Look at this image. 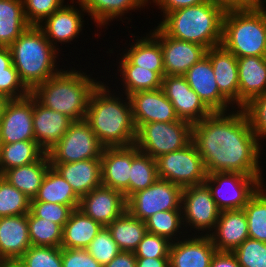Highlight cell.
<instances>
[{"label": "cell", "mask_w": 266, "mask_h": 267, "mask_svg": "<svg viewBox=\"0 0 266 267\" xmlns=\"http://www.w3.org/2000/svg\"><path fill=\"white\" fill-rule=\"evenodd\" d=\"M34 97L7 100L0 118L2 144L35 141L33 130Z\"/></svg>", "instance_id": "14"}, {"label": "cell", "mask_w": 266, "mask_h": 267, "mask_svg": "<svg viewBox=\"0 0 266 267\" xmlns=\"http://www.w3.org/2000/svg\"><path fill=\"white\" fill-rule=\"evenodd\" d=\"M136 129L151 122H175L179 120L174 106L161 88L135 92L128 96Z\"/></svg>", "instance_id": "18"}, {"label": "cell", "mask_w": 266, "mask_h": 267, "mask_svg": "<svg viewBox=\"0 0 266 267\" xmlns=\"http://www.w3.org/2000/svg\"><path fill=\"white\" fill-rule=\"evenodd\" d=\"M181 209L188 235H208L214 229L220 214L205 183L183 188Z\"/></svg>", "instance_id": "11"}, {"label": "cell", "mask_w": 266, "mask_h": 267, "mask_svg": "<svg viewBox=\"0 0 266 267\" xmlns=\"http://www.w3.org/2000/svg\"><path fill=\"white\" fill-rule=\"evenodd\" d=\"M6 102L7 99L4 96L0 95V118L2 116L3 108Z\"/></svg>", "instance_id": "59"}, {"label": "cell", "mask_w": 266, "mask_h": 267, "mask_svg": "<svg viewBox=\"0 0 266 267\" xmlns=\"http://www.w3.org/2000/svg\"><path fill=\"white\" fill-rule=\"evenodd\" d=\"M82 7L86 10L87 16L93 21V24L101 30H94V38L102 36V29L112 25L113 21H121L126 24L132 23V17H126L131 12L145 11L149 9L148 0H77ZM146 7V8H145ZM144 8V9H143ZM137 10V11H136ZM131 11V12H130ZM129 22V23H128ZM97 31V33H96ZM100 31V32H99ZM99 32V33H98Z\"/></svg>", "instance_id": "20"}, {"label": "cell", "mask_w": 266, "mask_h": 267, "mask_svg": "<svg viewBox=\"0 0 266 267\" xmlns=\"http://www.w3.org/2000/svg\"><path fill=\"white\" fill-rule=\"evenodd\" d=\"M110 83V80L102 79L93 90L85 121L105 148L134 145L137 129L133 121L130 99L124 93L115 90V86H110Z\"/></svg>", "instance_id": "2"}, {"label": "cell", "mask_w": 266, "mask_h": 267, "mask_svg": "<svg viewBox=\"0 0 266 267\" xmlns=\"http://www.w3.org/2000/svg\"><path fill=\"white\" fill-rule=\"evenodd\" d=\"M107 228L121 251L134 252L147 233L145 222L132 216L127 210Z\"/></svg>", "instance_id": "35"}, {"label": "cell", "mask_w": 266, "mask_h": 267, "mask_svg": "<svg viewBox=\"0 0 266 267\" xmlns=\"http://www.w3.org/2000/svg\"><path fill=\"white\" fill-rule=\"evenodd\" d=\"M30 212L29 198L0 175V217Z\"/></svg>", "instance_id": "41"}, {"label": "cell", "mask_w": 266, "mask_h": 267, "mask_svg": "<svg viewBox=\"0 0 266 267\" xmlns=\"http://www.w3.org/2000/svg\"><path fill=\"white\" fill-rule=\"evenodd\" d=\"M9 48L12 64L30 92L66 67L59 62L67 54L60 55L39 26H29Z\"/></svg>", "instance_id": "4"}, {"label": "cell", "mask_w": 266, "mask_h": 267, "mask_svg": "<svg viewBox=\"0 0 266 267\" xmlns=\"http://www.w3.org/2000/svg\"><path fill=\"white\" fill-rule=\"evenodd\" d=\"M242 109L249 119L257 140L261 145L263 143L264 147L266 141V93L251 99Z\"/></svg>", "instance_id": "46"}, {"label": "cell", "mask_w": 266, "mask_h": 267, "mask_svg": "<svg viewBox=\"0 0 266 267\" xmlns=\"http://www.w3.org/2000/svg\"><path fill=\"white\" fill-rule=\"evenodd\" d=\"M221 45L237 58L266 57V27L258 9L227 10Z\"/></svg>", "instance_id": "6"}, {"label": "cell", "mask_w": 266, "mask_h": 267, "mask_svg": "<svg viewBox=\"0 0 266 267\" xmlns=\"http://www.w3.org/2000/svg\"><path fill=\"white\" fill-rule=\"evenodd\" d=\"M132 37L129 43L122 44L121 53L135 66L149 69L157 72L162 78L165 76L163 55L159 38L150 30L143 35L136 36L135 33H129ZM134 34V35H133ZM143 36V37H142ZM132 41V42H131ZM130 46V47H129Z\"/></svg>", "instance_id": "25"}, {"label": "cell", "mask_w": 266, "mask_h": 267, "mask_svg": "<svg viewBox=\"0 0 266 267\" xmlns=\"http://www.w3.org/2000/svg\"><path fill=\"white\" fill-rule=\"evenodd\" d=\"M118 53L116 55L118 59V61L116 59L117 64L113 63L117 67V69L115 68L116 73L111 78V82H113V79L114 81L116 79L115 84H113L117 88L115 90L129 96L135 92L156 90L162 87L163 78L157 72L135 66L120 51ZM116 84L122 88L120 89Z\"/></svg>", "instance_id": "26"}, {"label": "cell", "mask_w": 266, "mask_h": 267, "mask_svg": "<svg viewBox=\"0 0 266 267\" xmlns=\"http://www.w3.org/2000/svg\"><path fill=\"white\" fill-rule=\"evenodd\" d=\"M103 267H136V256L132 251H121Z\"/></svg>", "instance_id": "53"}, {"label": "cell", "mask_w": 266, "mask_h": 267, "mask_svg": "<svg viewBox=\"0 0 266 267\" xmlns=\"http://www.w3.org/2000/svg\"><path fill=\"white\" fill-rule=\"evenodd\" d=\"M0 267H24L18 260H0Z\"/></svg>", "instance_id": "58"}, {"label": "cell", "mask_w": 266, "mask_h": 267, "mask_svg": "<svg viewBox=\"0 0 266 267\" xmlns=\"http://www.w3.org/2000/svg\"><path fill=\"white\" fill-rule=\"evenodd\" d=\"M171 241L165 237L146 233L134 251L136 258H169Z\"/></svg>", "instance_id": "48"}, {"label": "cell", "mask_w": 266, "mask_h": 267, "mask_svg": "<svg viewBox=\"0 0 266 267\" xmlns=\"http://www.w3.org/2000/svg\"><path fill=\"white\" fill-rule=\"evenodd\" d=\"M192 126L183 119L170 123H145L137 130L135 145L140 152L156 159L189 145L192 142Z\"/></svg>", "instance_id": "7"}, {"label": "cell", "mask_w": 266, "mask_h": 267, "mask_svg": "<svg viewBox=\"0 0 266 267\" xmlns=\"http://www.w3.org/2000/svg\"><path fill=\"white\" fill-rule=\"evenodd\" d=\"M264 176H250L238 172L207 174L204 183L211 191L218 209H243L250 198L266 182Z\"/></svg>", "instance_id": "8"}, {"label": "cell", "mask_w": 266, "mask_h": 267, "mask_svg": "<svg viewBox=\"0 0 266 267\" xmlns=\"http://www.w3.org/2000/svg\"><path fill=\"white\" fill-rule=\"evenodd\" d=\"M232 253L241 267H266V243L247 238Z\"/></svg>", "instance_id": "43"}, {"label": "cell", "mask_w": 266, "mask_h": 267, "mask_svg": "<svg viewBox=\"0 0 266 267\" xmlns=\"http://www.w3.org/2000/svg\"><path fill=\"white\" fill-rule=\"evenodd\" d=\"M45 153L36 141L1 144L0 175L8 169L34 163Z\"/></svg>", "instance_id": "36"}, {"label": "cell", "mask_w": 266, "mask_h": 267, "mask_svg": "<svg viewBox=\"0 0 266 267\" xmlns=\"http://www.w3.org/2000/svg\"><path fill=\"white\" fill-rule=\"evenodd\" d=\"M140 151L136 145L106 147L101 156L102 186L121 191L130 197V170L132 159Z\"/></svg>", "instance_id": "17"}, {"label": "cell", "mask_w": 266, "mask_h": 267, "mask_svg": "<svg viewBox=\"0 0 266 267\" xmlns=\"http://www.w3.org/2000/svg\"><path fill=\"white\" fill-rule=\"evenodd\" d=\"M209 0H148V5L156 6L158 10H161V18H163L168 12L182 9L189 6H195L207 2ZM155 4V5H154Z\"/></svg>", "instance_id": "51"}, {"label": "cell", "mask_w": 266, "mask_h": 267, "mask_svg": "<svg viewBox=\"0 0 266 267\" xmlns=\"http://www.w3.org/2000/svg\"><path fill=\"white\" fill-rule=\"evenodd\" d=\"M12 64V55L9 47L0 46V72H7Z\"/></svg>", "instance_id": "56"}, {"label": "cell", "mask_w": 266, "mask_h": 267, "mask_svg": "<svg viewBox=\"0 0 266 267\" xmlns=\"http://www.w3.org/2000/svg\"><path fill=\"white\" fill-rule=\"evenodd\" d=\"M50 166L49 155L45 153L38 161L8 169L1 176L24 193L29 200H32L38 194L42 180Z\"/></svg>", "instance_id": "31"}, {"label": "cell", "mask_w": 266, "mask_h": 267, "mask_svg": "<svg viewBox=\"0 0 266 267\" xmlns=\"http://www.w3.org/2000/svg\"><path fill=\"white\" fill-rule=\"evenodd\" d=\"M262 15H263V21H264V24H265V27H266V6H264L263 8L261 9H258Z\"/></svg>", "instance_id": "60"}, {"label": "cell", "mask_w": 266, "mask_h": 267, "mask_svg": "<svg viewBox=\"0 0 266 267\" xmlns=\"http://www.w3.org/2000/svg\"><path fill=\"white\" fill-rule=\"evenodd\" d=\"M29 26L22 0H0V46L9 47Z\"/></svg>", "instance_id": "34"}, {"label": "cell", "mask_w": 266, "mask_h": 267, "mask_svg": "<svg viewBox=\"0 0 266 267\" xmlns=\"http://www.w3.org/2000/svg\"><path fill=\"white\" fill-rule=\"evenodd\" d=\"M86 249L102 266L121 252L107 227H102Z\"/></svg>", "instance_id": "44"}, {"label": "cell", "mask_w": 266, "mask_h": 267, "mask_svg": "<svg viewBox=\"0 0 266 267\" xmlns=\"http://www.w3.org/2000/svg\"><path fill=\"white\" fill-rule=\"evenodd\" d=\"M24 14L30 26H39L53 12L62 8L69 0H22Z\"/></svg>", "instance_id": "45"}, {"label": "cell", "mask_w": 266, "mask_h": 267, "mask_svg": "<svg viewBox=\"0 0 266 267\" xmlns=\"http://www.w3.org/2000/svg\"><path fill=\"white\" fill-rule=\"evenodd\" d=\"M211 3L222 7L225 11L236 10V0H209Z\"/></svg>", "instance_id": "57"}, {"label": "cell", "mask_w": 266, "mask_h": 267, "mask_svg": "<svg viewBox=\"0 0 266 267\" xmlns=\"http://www.w3.org/2000/svg\"><path fill=\"white\" fill-rule=\"evenodd\" d=\"M81 198L102 186L101 160L87 159L73 163H51Z\"/></svg>", "instance_id": "30"}, {"label": "cell", "mask_w": 266, "mask_h": 267, "mask_svg": "<svg viewBox=\"0 0 266 267\" xmlns=\"http://www.w3.org/2000/svg\"><path fill=\"white\" fill-rule=\"evenodd\" d=\"M18 261L24 267H62V248L32 245Z\"/></svg>", "instance_id": "42"}, {"label": "cell", "mask_w": 266, "mask_h": 267, "mask_svg": "<svg viewBox=\"0 0 266 267\" xmlns=\"http://www.w3.org/2000/svg\"><path fill=\"white\" fill-rule=\"evenodd\" d=\"M192 142L202 157L207 174L238 172L250 176L264 175L261 155L266 150L257 140L242 108L212 112L194 123Z\"/></svg>", "instance_id": "1"}, {"label": "cell", "mask_w": 266, "mask_h": 267, "mask_svg": "<svg viewBox=\"0 0 266 267\" xmlns=\"http://www.w3.org/2000/svg\"><path fill=\"white\" fill-rule=\"evenodd\" d=\"M157 179L156 160L149 155L139 152L132 159L130 170V196L151 186Z\"/></svg>", "instance_id": "40"}, {"label": "cell", "mask_w": 266, "mask_h": 267, "mask_svg": "<svg viewBox=\"0 0 266 267\" xmlns=\"http://www.w3.org/2000/svg\"><path fill=\"white\" fill-rule=\"evenodd\" d=\"M31 246L27 214L0 217V260H18Z\"/></svg>", "instance_id": "28"}, {"label": "cell", "mask_w": 266, "mask_h": 267, "mask_svg": "<svg viewBox=\"0 0 266 267\" xmlns=\"http://www.w3.org/2000/svg\"><path fill=\"white\" fill-rule=\"evenodd\" d=\"M150 30L159 38L165 76H183L192 65L206 55L207 49L200 44L169 37L155 24Z\"/></svg>", "instance_id": "16"}, {"label": "cell", "mask_w": 266, "mask_h": 267, "mask_svg": "<svg viewBox=\"0 0 266 267\" xmlns=\"http://www.w3.org/2000/svg\"><path fill=\"white\" fill-rule=\"evenodd\" d=\"M29 94L30 91L22 83L13 64L7 68V72H0V95L11 100L20 99Z\"/></svg>", "instance_id": "49"}, {"label": "cell", "mask_w": 266, "mask_h": 267, "mask_svg": "<svg viewBox=\"0 0 266 267\" xmlns=\"http://www.w3.org/2000/svg\"><path fill=\"white\" fill-rule=\"evenodd\" d=\"M183 76L190 88L199 95L202 102L212 112H226L235 109L220 93L211 61L207 55L192 65Z\"/></svg>", "instance_id": "19"}, {"label": "cell", "mask_w": 266, "mask_h": 267, "mask_svg": "<svg viewBox=\"0 0 266 267\" xmlns=\"http://www.w3.org/2000/svg\"><path fill=\"white\" fill-rule=\"evenodd\" d=\"M210 267H241L236 256L229 251H216L210 263Z\"/></svg>", "instance_id": "52"}, {"label": "cell", "mask_w": 266, "mask_h": 267, "mask_svg": "<svg viewBox=\"0 0 266 267\" xmlns=\"http://www.w3.org/2000/svg\"><path fill=\"white\" fill-rule=\"evenodd\" d=\"M78 209L107 227L126 211V198L121 191L100 186L80 198Z\"/></svg>", "instance_id": "21"}, {"label": "cell", "mask_w": 266, "mask_h": 267, "mask_svg": "<svg viewBox=\"0 0 266 267\" xmlns=\"http://www.w3.org/2000/svg\"><path fill=\"white\" fill-rule=\"evenodd\" d=\"M145 224L147 233L165 237L171 242L188 235L183 224L182 210L157 212L149 217Z\"/></svg>", "instance_id": "37"}, {"label": "cell", "mask_w": 266, "mask_h": 267, "mask_svg": "<svg viewBox=\"0 0 266 267\" xmlns=\"http://www.w3.org/2000/svg\"><path fill=\"white\" fill-rule=\"evenodd\" d=\"M104 148L90 125L81 120L74 121L47 153L51 163H73L87 159L101 160Z\"/></svg>", "instance_id": "10"}, {"label": "cell", "mask_w": 266, "mask_h": 267, "mask_svg": "<svg viewBox=\"0 0 266 267\" xmlns=\"http://www.w3.org/2000/svg\"><path fill=\"white\" fill-rule=\"evenodd\" d=\"M182 191V187L159 178L148 188L132 194L126 200V210L143 222L157 212L182 210Z\"/></svg>", "instance_id": "12"}, {"label": "cell", "mask_w": 266, "mask_h": 267, "mask_svg": "<svg viewBox=\"0 0 266 267\" xmlns=\"http://www.w3.org/2000/svg\"><path fill=\"white\" fill-rule=\"evenodd\" d=\"M238 108H243L251 99L266 93V57L245 56L237 58Z\"/></svg>", "instance_id": "29"}, {"label": "cell", "mask_w": 266, "mask_h": 267, "mask_svg": "<svg viewBox=\"0 0 266 267\" xmlns=\"http://www.w3.org/2000/svg\"><path fill=\"white\" fill-rule=\"evenodd\" d=\"M161 89L174 106L179 119L194 124L212 113L199 98V95L190 88L184 76H164Z\"/></svg>", "instance_id": "15"}, {"label": "cell", "mask_w": 266, "mask_h": 267, "mask_svg": "<svg viewBox=\"0 0 266 267\" xmlns=\"http://www.w3.org/2000/svg\"><path fill=\"white\" fill-rule=\"evenodd\" d=\"M102 227L80 209L73 210L63 226L61 248L86 249Z\"/></svg>", "instance_id": "32"}, {"label": "cell", "mask_w": 266, "mask_h": 267, "mask_svg": "<svg viewBox=\"0 0 266 267\" xmlns=\"http://www.w3.org/2000/svg\"><path fill=\"white\" fill-rule=\"evenodd\" d=\"M73 122L68 116L41 105L34 98L35 141L46 153L59 142Z\"/></svg>", "instance_id": "23"}, {"label": "cell", "mask_w": 266, "mask_h": 267, "mask_svg": "<svg viewBox=\"0 0 266 267\" xmlns=\"http://www.w3.org/2000/svg\"><path fill=\"white\" fill-rule=\"evenodd\" d=\"M62 8L53 12L39 27L43 30L46 39L58 51L63 50L62 44L69 46L78 42L89 21H85L84 16L87 15L86 10L77 0H70ZM75 2V3H74ZM78 8H77V7ZM84 27V28H83ZM82 32V33H81ZM80 36V37H79ZM76 38V39H75ZM71 41L73 43H71ZM60 44V45H59ZM61 49V50H60Z\"/></svg>", "instance_id": "13"}, {"label": "cell", "mask_w": 266, "mask_h": 267, "mask_svg": "<svg viewBox=\"0 0 266 267\" xmlns=\"http://www.w3.org/2000/svg\"><path fill=\"white\" fill-rule=\"evenodd\" d=\"M216 247L208 235H187L172 242L169 251L170 267H210Z\"/></svg>", "instance_id": "22"}, {"label": "cell", "mask_w": 266, "mask_h": 267, "mask_svg": "<svg viewBox=\"0 0 266 267\" xmlns=\"http://www.w3.org/2000/svg\"><path fill=\"white\" fill-rule=\"evenodd\" d=\"M62 267H103L87 249L62 248Z\"/></svg>", "instance_id": "50"}, {"label": "cell", "mask_w": 266, "mask_h": 267, "mask_svg": "<svg viewBox=\"0 0 266 267\" xmlns=\"http://www.w3.org/2000/svg\"><path fill=\"white\" fill-rule=\"evenodd\" d=\"M73 209L68 205L43 201H30V212L35 216L59 224L62 228Z\"/></svg>", "instance_id": "47"}, {"label": "cell", "mask_w": 266, "mask_h": 267, "mask_svg": "<svg viewBox=\"0 0 266 267\" xmlns=\"http://www.w3.org/2000/svg\"><path fill=\"white\" fill-rule=\"evenodd\" d=\"M136 267H170L169 258H136Z\"/></svg>", "instance_id": "54"}, {"label": "cell", "mask_w": 266, "mask_h": 267, "mask_svg": "<svg viewBox=\"0 0 266 267\" xmlns=\"http://www.w3.org/2000/svg\"><path fill=\"white\" fill-rule=\"evenodd\" d=\"M28 232L33 246L61 247L63 228L52 221L27 213Z\"/></svg>", "instance_id": "39"}, {"label": "cell", "mask_w": 266, "mask_h": 267, "mask_svg": "<svg viewBox=\"0 0 266 267\" xmlns=\"http://www.w3.org/2000/svg\"><path fill=\"white\" fill-rule=\"evenodd\" d=\"M208 236L217 251L232 252L249 238L244 209L220 211L217 223Z\"/></svg>", "instance_id": "24"}, {"label": "cell", "mask_w": 266, "mask_h": 267, "mask_svg": "<svg viewBox=\"0 0 266 267\" xmlns=\"http://www.w3.org/2000/svg\"><path fill=\"white\" fill-rule=\"evenodd\" d=\"M249 238L266 243V183L250 198L243 207Z\"/></svg>", "instance_id": "38"}, {"label": "cell", "mask_w": 266, "mask_h": 267, "mask_svg": "<svg viewBox=\"0 0 266 267\" xmlns=\"http://www.w3.org/2000/svg\"><path fill=\"white\" fill-rule=\"evenodd\" d=\"M206 55L211 61L220 93L235 108H238L239 79L237 57L222 45L208 49Z\"/></svg>", "instance_id": "27"}, {"label": "cell", "mask_w": 266, "mask_h": 267, "mask_svg": "<svg viewBox=\"0 0 266 267\" xmlns=\"http://www.w3.org/2000/svg\"><path fill=\"white\" fill-rule=\"evenodd\" d=\"M225 12L207 1L168 12L157 26L169 37L200 44L208 50L221 45Z\"/></svg>", "instance_id": "5"}, {"label": "cell", "mask_w": 266, "mask_h": 267, "mask_svg": "<svg viewBox=\"0 0 266 267\" xmlns=\"http://www.w3.org/2000/svg\"><path fill=\"white\" fill-rule=\"evenodd\" d=\"M266 6V0H236V10L261 9Z\"/></svg>", "instance_id": "55"}, {"label": "cell", "mask_w": 266, "mask_h": 267, "mask_svg": "<svg viewBox=\"0 0 266 267\" xmlns=\"http://www.w3.org/2000/svg\"><path fill=\"white\" fill-rule=\"evenodd\" d=\"M155 160L158 177L182 188L200 185L206 180L207 172L202 157L193 142Z\"/></svg>", "instance_id": "9"}, {"label": "cell", "mask_w": 266, "mask_h": 267, "mask_svg": "<svg viewBox=\"0 0 266 267\" xmlns=\"http://www.w3.org/2000/svg\"><path fill=\"white\" fill-rule=\"evenodd\" d=\"M68 66L36 86L30 94L41 105L60 112L73 121L85 120L90 96L101 82L100 77L105 76L94 75L93 68V72L88 74L84 68L78 69L70 64Z\"/></svg>", "instance_id": "3"}, {"label": "cell", "mask_w": 266, "mask_h": 267, "mask_svg": "<svg viewBox=\"0 0 266 267\" xmlns=\"http://www.w3.org/2000/svg\"><path fill=\"white\" fill-rule=\"evenodd\" d=\"M30 201H43L68 205L73 210L79 208L80 197L71 185L50 166L47 170L36 197Z\"/></svg>", "instance_id": "33"}]
</instances>
